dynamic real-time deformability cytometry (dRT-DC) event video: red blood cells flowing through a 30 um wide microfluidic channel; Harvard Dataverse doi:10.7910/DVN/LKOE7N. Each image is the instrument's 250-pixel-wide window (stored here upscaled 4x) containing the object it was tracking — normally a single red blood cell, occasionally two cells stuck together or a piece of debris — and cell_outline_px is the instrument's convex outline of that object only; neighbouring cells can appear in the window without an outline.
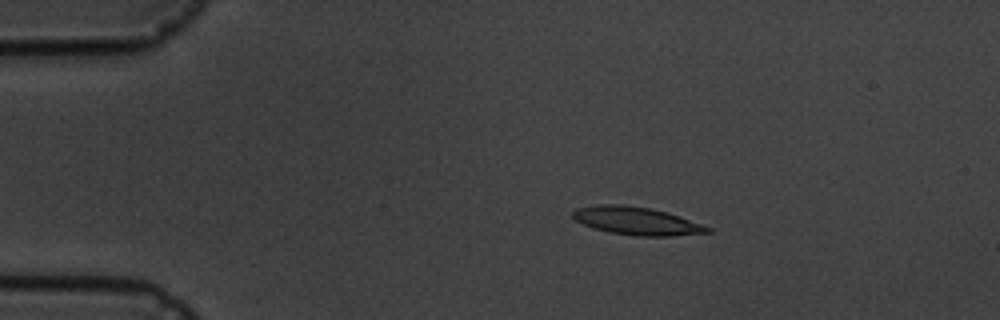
{"species": "common noctule bat (a hibernating species)", "species_latin": "Nyctalus noctula", "temperature_condition": "cold", "stored_images_in_passage": 4, "camera_frame_rate_fps": 3000, "um_per_image_px": 0.085, "animal": {"sex": "male", "body_mass_g": 19.5, "forearm_length_mm": 54.6}, "frame": {"image": 1, "passage_image": 2, "time_ms": 2.0, "image_size_px": [1000, 320], "cell_outline_px": [[712, 232], [672, 236], [636, 236], [608, 232], [592, 228], [576, 220], [572, 216], [572, 212], [576, 208], [596, 204], [620, 204], [652, 208], [712, 228]], "centroid_in_image_um": [54.05, 18.78], "position_along_channel_um": 30.9, "area_um2": 21.79}}
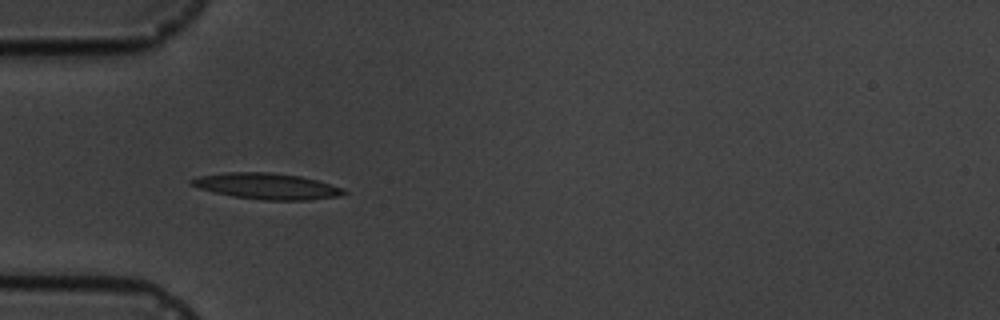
{"frame": {"image": 2, "passage_image": 4, "time_ms": 4.333, "image_size_px": [1000, 320], "cell_outline_px": [[348, 192], [340, 196], [308, 200], [264, 200], [232, 196], [200, 188], [188, 184], [188, 180], [200, 176], [228, 172], [268, 172], [300, 176], [316, 180], [344, 188]], "centroid_in_image_um": [22.7, 15.82], "position_along_channel_um": 62.3, "area_um2": 23.0}}